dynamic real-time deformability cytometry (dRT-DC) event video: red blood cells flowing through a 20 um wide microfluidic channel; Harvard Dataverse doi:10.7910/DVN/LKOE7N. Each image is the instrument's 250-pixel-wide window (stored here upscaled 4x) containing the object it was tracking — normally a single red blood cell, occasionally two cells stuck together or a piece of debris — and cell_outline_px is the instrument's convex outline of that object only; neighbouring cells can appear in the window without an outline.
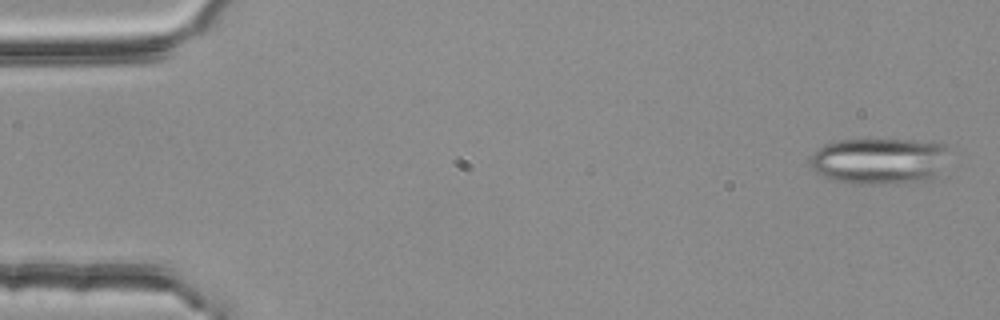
{"species": "common noctule bat (a hibernating species)", "species_latin": "Nyctalus noctula", "temperature_condition": "room temperature", "stored_images_in_passage": 5, "camera_frame_rate_fps": 3000, "um_per_image_px": 0.085, "animal": {"sex": "female", "body_mass_g": 25.1}, "frame": {"image": 1, "passage_image": 1, "time_ms": 0.0, "image_size_px": [1000, 320], "cell_outline_px": [[948, 148], [936, 180], [900, 184], [852, 184], [836, 180], [824, 176], [816, 172], [808, 164], [812, 152], [816, 148], [824, 144], [836, 140], [912, 140], [944, 144]], "centroid_in_image_um": [74.71, 13.7], "position_along_channel_um": 10.3, "area_um2": 38.03}}